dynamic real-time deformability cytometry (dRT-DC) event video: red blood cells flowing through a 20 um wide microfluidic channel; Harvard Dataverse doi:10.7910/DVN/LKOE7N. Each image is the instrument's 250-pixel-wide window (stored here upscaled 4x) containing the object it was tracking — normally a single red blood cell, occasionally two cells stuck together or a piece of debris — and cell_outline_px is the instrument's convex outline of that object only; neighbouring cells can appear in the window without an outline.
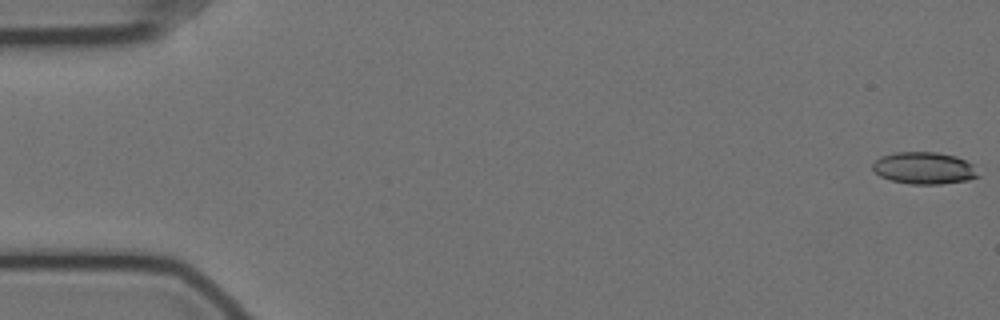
{"species": "Egyptian fruit bat (a non-hibernating species)", "species_latin": "Rousettus aegyptiacus", "temperature_condition": "cold", "stored_images_in_passage": 58, "camera_frame_rate_fps": 3000, "um_per_image_px": 0.085, "animal": {"sex": "female"}, "frame": {"image": 1, "passage_image": 1, "time_ms": 0.0, "image_size_px": [1000, 320], "cell_outline_px": [[980, 176], [968, 180], [940, 184], [908, 184], [892, 180], [880, 176], [872, 168], [872, 164], [880, 156], [896, 152], [936, 152], [956, 156], [972, 164]], "centroid_in_image_um": [78.54, 14.29], "position_along_channel_um": 6.5, "area_um2": 19.65}}
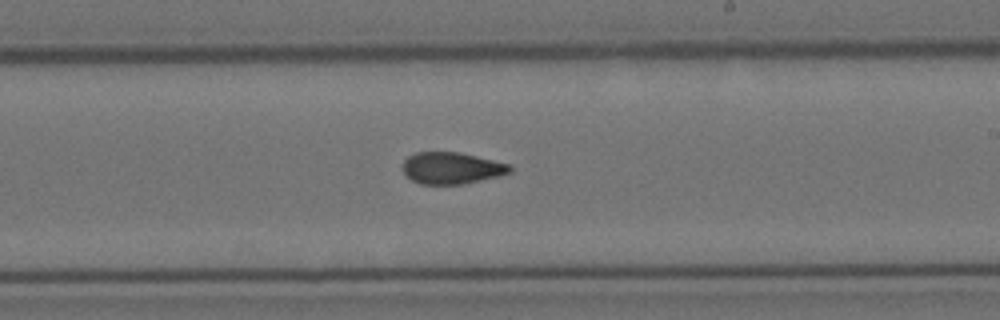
{"frame": {"image": 2, "passage_image": 34, "time_ms": 11.0, "image_size_px": [1000, 320], "cell_outline_px": [[512, 172], [500, 176], [464, 184], [420, 184], [404, 176], [404, 160], [408, 156], [416, 152], [456, 152], [476, 156], [512, 164]], "centroid_in_image_um": [38.42, 14.29], "position_along_channel_um": 250.6, "area_um2": 19.94}}
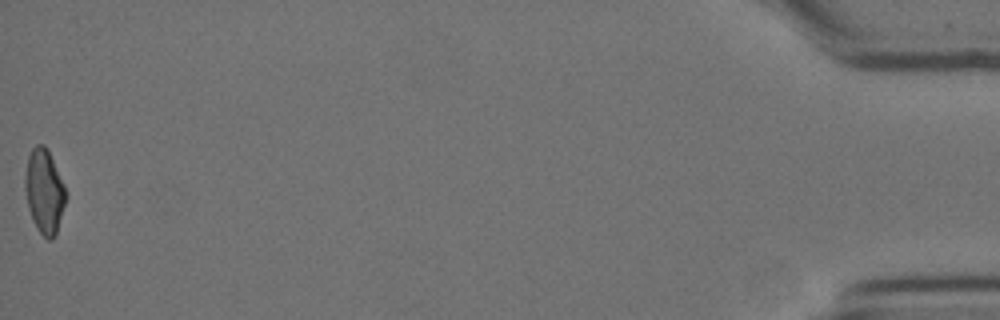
{"frame": {"image": 3, "passage_image": 58, "time_ms": 19.0, "image_size_px": [1000, 320], "cell_outline_px": [[68, 196], [56, 236], [52, 240], [48, 240], [36, 228], [32, 220], [28, 208], [24, 188], [24, 176], [28, 156], [32, 148], [36, 144], [44, 144], [48, 148], [64, 184]], "centroid_in_image_um": [3.78, 16.27], "position_along_channel_um": 431.4, "area_um2": 20.58}, "authors_computed_cell_mechanics": {"area_um2": 20.1144, "velocity_mm_per_s": 3.5158, "shape_relaxation_time_tau1_ms": null, "shape_relaxation_time_tau2_ms": 2.5154, "deformation_change_tau1": null, "deformation_change_tau2": 0.0776}}